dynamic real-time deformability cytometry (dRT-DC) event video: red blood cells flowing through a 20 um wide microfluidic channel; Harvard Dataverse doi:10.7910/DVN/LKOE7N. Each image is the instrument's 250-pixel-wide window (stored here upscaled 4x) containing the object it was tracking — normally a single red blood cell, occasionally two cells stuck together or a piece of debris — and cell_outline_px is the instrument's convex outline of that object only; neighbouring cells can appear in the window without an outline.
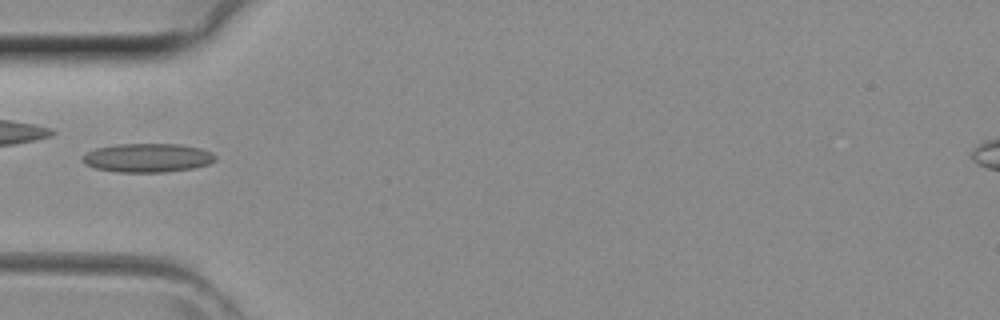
{"species": "common noctule bat (a hibernating species)", "species_latin": "Nyctalus noctula", "temperature_condition": "room temperature", "stored_images_in_passage": 8, "camera_frame_rate_fps": 3000, "um_per_image_px": 0.085, "animal": {"sex": "female", "body_mass_g": 29.2, "forearm_length_mm": 56.3}, "frame": {"image": 1, "passage_image": 4, "time_ms": 1.0, "image_size_px": [1000, 320], "cell_outline_px": [[216, 160], [208, 164], [192, 168], [164, 172], [116, 172], [96, 168], [84, 164], [84, 156], [88, 152], [96, 148], [116, 144], [180, 144], [200, 148], [212, 152], [216, 156]], "centroid_in_image_um": [12.57, 13.41], "position_along_channel_um": 72.4, "area_um2": 22.2}}